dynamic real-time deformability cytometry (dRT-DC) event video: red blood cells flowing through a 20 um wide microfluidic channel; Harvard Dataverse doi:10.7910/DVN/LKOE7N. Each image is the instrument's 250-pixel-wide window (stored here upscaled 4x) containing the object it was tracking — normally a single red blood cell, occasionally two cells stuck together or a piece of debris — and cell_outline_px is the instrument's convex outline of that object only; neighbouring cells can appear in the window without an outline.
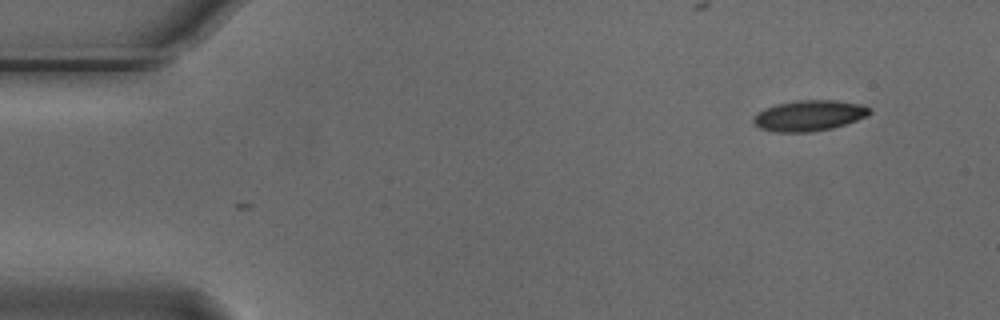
{"species": "Egyptian fruit bat (a non-hibernating species)", "species_latin": "Rousettus aegyptiacus", "temperature_condition": "cold", "stored_images_in_passage": 5, "camera_frame_rate_fps": 3000, "um_per_image_px": 0.085, "animal": {"sex": "male"}, "frame": {"image": 1, "passage_image": 5, "time_ms": 1.333, "image_size_px": [1000, 320], "cell_outline_px": [[872, 112], [868, 116], [832, 128], [808, 132], [776, 132], [760, 128], [752, 120], [764, 108], [776, 104], [796, 100], [836, 100], [860, 104], [872, 108]], "centroid_in_image_um": [68.81, 9.81], "position_along_channel_um": 16.2, "area_um2": 20.69}}